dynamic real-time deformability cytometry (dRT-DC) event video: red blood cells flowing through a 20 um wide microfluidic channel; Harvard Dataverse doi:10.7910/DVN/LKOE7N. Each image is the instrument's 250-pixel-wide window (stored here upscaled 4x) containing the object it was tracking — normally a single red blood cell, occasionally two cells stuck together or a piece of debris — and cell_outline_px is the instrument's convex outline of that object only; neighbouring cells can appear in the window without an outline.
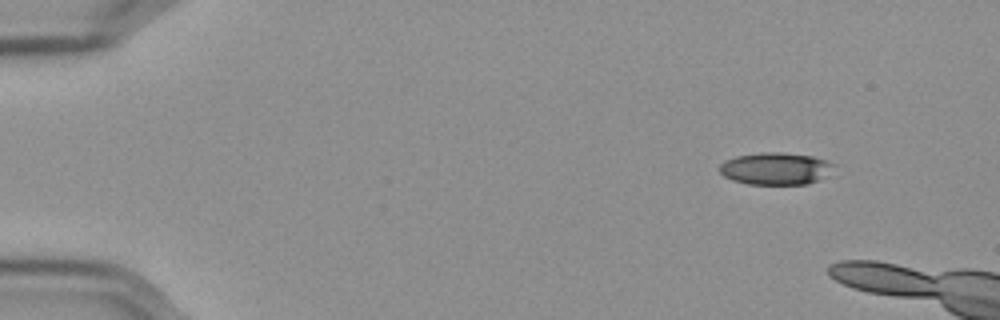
{"species": "Egyptian fruit bat (a non-hibernating species)", "species_latin": "Rousettus aegyptiacus", "temperature_condition": "cold", "stored_images_in_passage": 13, "camera_frame_rate_fps": 3000, "um_per_image_px": 0.085, "frame": {"image": 1, "passage_image": 1, "time_ms": 0.0, "image_size_px": [1000, 320], "cell_outline_px": [[836, 164], [820, 180], [808, 184], [748, 184], [732, 180], [724, 176], [720, 172], [720, 164], [724, 160], [736, 156], [760, 152], [784, 152], [812, 156], [828, 160]], "centroid_in_image_um": [65.92, 14.32], "position_along_channel_um": 19.1, "area_um2": 21.56}}